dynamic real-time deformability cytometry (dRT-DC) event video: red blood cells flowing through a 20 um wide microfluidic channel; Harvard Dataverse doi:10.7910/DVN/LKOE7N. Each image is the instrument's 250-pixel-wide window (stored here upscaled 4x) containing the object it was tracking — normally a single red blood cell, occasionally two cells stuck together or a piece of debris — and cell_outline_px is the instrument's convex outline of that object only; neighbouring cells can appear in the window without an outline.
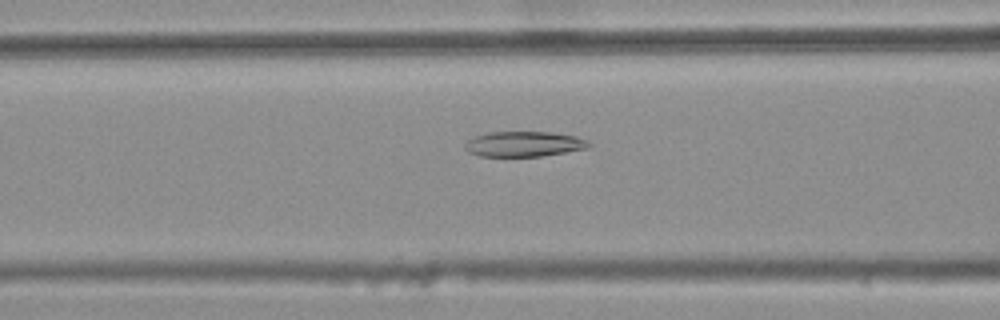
{"species": "common noctule bat (a hibernating species)", "species_latin": "Nyctalus noctula", "temperature_condition": "warm", "stored_images_in_passage": 35, "camera_frame_rate_fps": 3000, "um_per_image_px": 0.085, "animal": {"sex": "female", "body_mass_g": 25.1}, "frame": {"image": 1, "passage_image": 13, "time_ms": 4.0, "image_size_px": [1000, 320], "cell_outline_px": [[592, 144], [588, 148], [540, 156], [480, 156], [468, 152], [464, 148], [464, 144], [472, 136], [488, 132], [552, 132], [576, 136], [588, 140]], "centroid_in_image_um": [44.51, 12.23], "position_along_channel_um": 122.1, "area_um2": 18.32}}
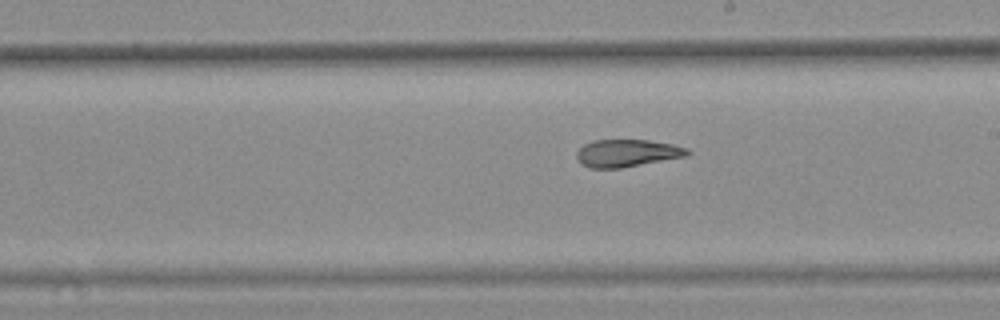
{"frame": {"image": 2, "passage_image": 22, "time_ms": 7.0, "image_size_px": [1000, 320], "cell_outline_px": [[692, 152], [688, 156], [620, 168], [592, 168], [580, 164], [576, 156], [576, 152], [584, 144], [592, 140], [648, 140], [672, 144], [688, 148]], "centroid_in_image_um": [53.31, 13.01], "position_along_channel_um": 235.7, "area_um2": 17.8}}
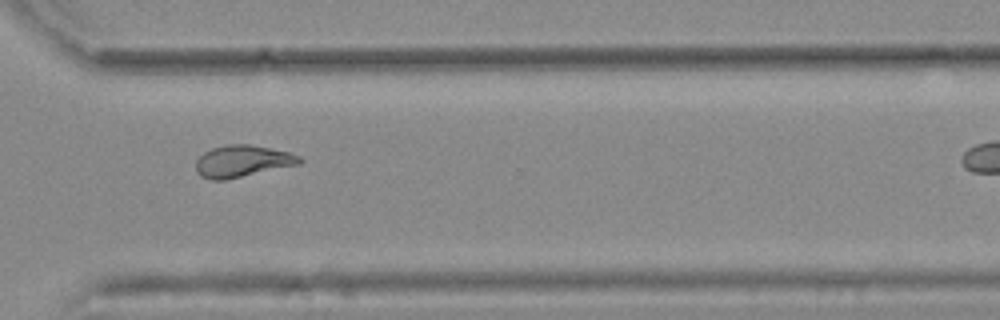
{"frame": {"image": 3, "passage_image": 31, "time_ms": 10.0, "image_size_px": [1000, 320], "cell_outline_px": [[304, 160], [300, 164], [224, 180], [212, 180], [200, 176], [196, 172], [196, 160], [204, 152], [212, 148], [228, 144], [248, 144], [288, 152], [300, 156]], "centroid_in_image_um": [20.59, 13.7], "position_along_channel_um": 350.0, "area_um2": 19.13}}